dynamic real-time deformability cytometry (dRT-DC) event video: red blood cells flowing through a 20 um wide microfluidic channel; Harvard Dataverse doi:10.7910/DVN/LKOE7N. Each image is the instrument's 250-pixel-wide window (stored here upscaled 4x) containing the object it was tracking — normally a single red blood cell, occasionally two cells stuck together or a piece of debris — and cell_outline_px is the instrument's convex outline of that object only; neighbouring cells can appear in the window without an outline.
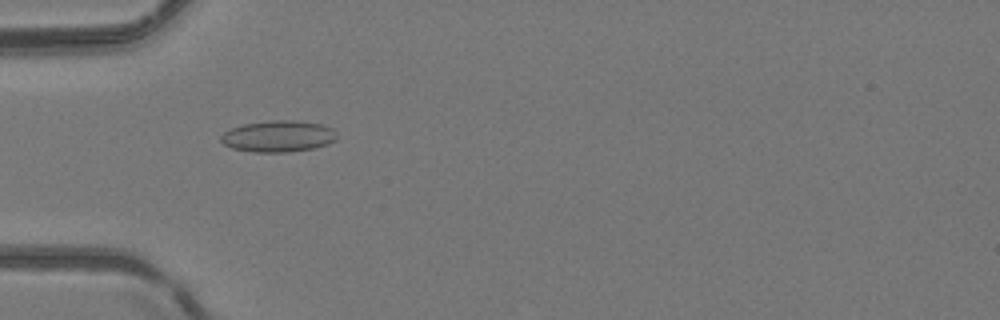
{"species": "common noctule bat (a hibernating species)", "species_latin": "Nyctalus noctula", "temperature_condition": "room temperature", "stored_images_in_passage": 46, "camera_frame_rate_fps": 3000, "um_per_image_px": 0.085, "animal": {"sex": "female", "body_mass_g": 24.6, "forearm_length_mm": 56.2}, "frame": {"image": 1, "passage_image": 12, "time_ms": 3.667, "image_size_px": [1000, 320], "cell_outline_px": [[336, 140], [328, 144], [316, 148], [288, 152], [252, 152], [232, 148], [224, 144], [220, 140], [220, 136], [224, 132], [232, 128], [244, 124], [272, 120], [292, 120], [320, 124], [332, 128], [336, 136]], "centroid_in_image_um": [23.64, 11.59], "position_along_channel_um": 61.4, "area_um2": 21.21}}
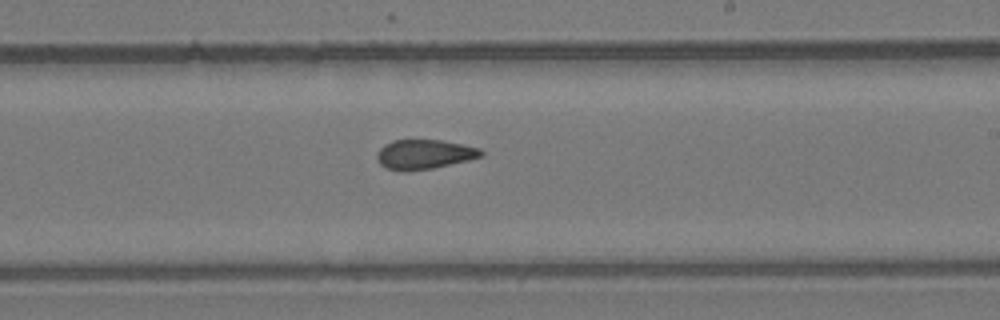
{"frame": {"image": 2, "passage_image": 26, "time_ms": 8.333, "image_size_px": [1000, 320], "cell_outline_px": [[484, 156], [468, 160], [432, 168], [408, 172], [400, 172], [388, 168], [380, 164], [376, 160], [376, 152], [384, 144], [392, 140], [440, 140], [480, 148], [484, 152]], "centroid_in_image_um": [36.02, 13.13], "position_along_channel_um": 253.0, "area_um2": 18.09}}
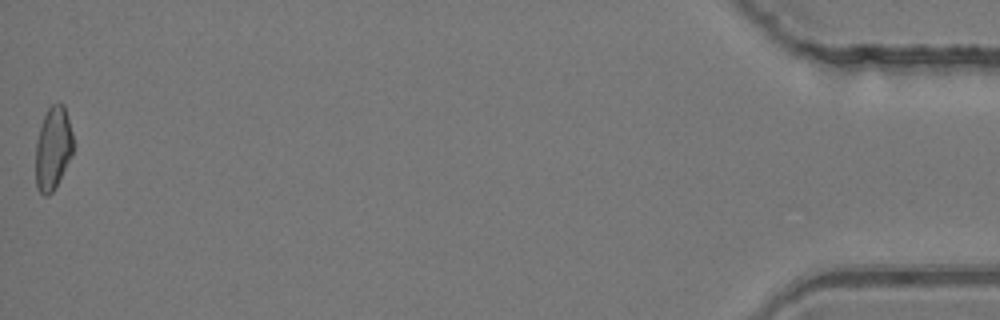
{"frame": {"image": 3, "passage_image": 46, "time_ms": 15.0, "image_size_px": [1000, 320], "cell_outline_px": [[72, 156], [52, 192], [48, 196], [44, 196], [36, 188], [36, 140], [44, 116], [48, 108], [52, 104], [64, 104], [72, 132]], "centroid_in_image_um": [4.49, 12.62], "position_along_channel_um": 430.7, "area_um2": 17.98}, "authors_computed_cell_mechanics": {"area_um2": 18.4382, "velocity_mm_per_s": 4.1792, "shape_relaxation_time_tau1_ms": null, "shape_relaxation_time_tau2_ms": 2.7648, "deformation_change_tau1": null, "deformation_change_tau2": 0.0789}}